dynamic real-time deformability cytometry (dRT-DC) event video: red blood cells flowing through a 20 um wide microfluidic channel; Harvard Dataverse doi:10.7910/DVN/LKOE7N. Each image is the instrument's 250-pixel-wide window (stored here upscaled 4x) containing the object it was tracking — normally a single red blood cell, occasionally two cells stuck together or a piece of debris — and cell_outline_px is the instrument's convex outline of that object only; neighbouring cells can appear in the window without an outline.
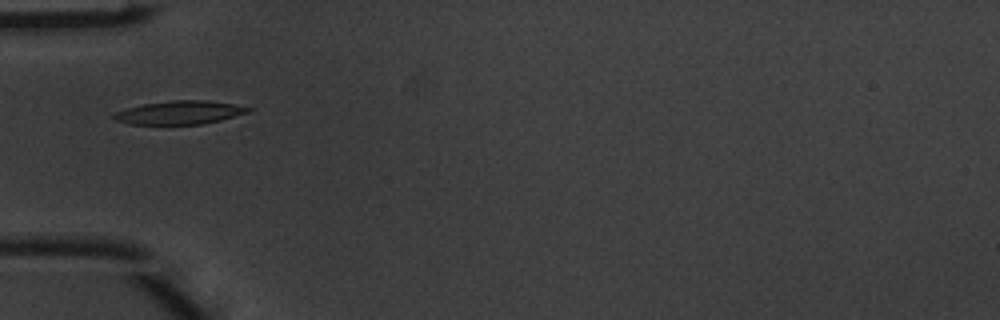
{"species": "common noctule bat (a hibernating species)", "species_latin": "Nyctalus noctula", "temperature_condition": "warm", "stored_images_in_passage": 3, "camera_frame_rate_fps": 3000, "um_per_image_px": 0.085, "animal": {"sex": "male", "body_mass_g": 20.1, "forearm_length_mm": 53.5}, "frame": {"image": 1, "passage_image": 3, "time_ms": 0.667, "image_size_px": [1000, 320], "cell_outline_px": [[256, 108], [252, 112], [204, 124], [128, 124], [116, 120], [112, 116], [116, 112], [128, 108], [144, 104], [172, 100], [204, 100], [232, 104]], "centroid_in_image_um": [15.34, 9.57], "position_along_channel_um": 69.7, "area_um2": 18.32}}